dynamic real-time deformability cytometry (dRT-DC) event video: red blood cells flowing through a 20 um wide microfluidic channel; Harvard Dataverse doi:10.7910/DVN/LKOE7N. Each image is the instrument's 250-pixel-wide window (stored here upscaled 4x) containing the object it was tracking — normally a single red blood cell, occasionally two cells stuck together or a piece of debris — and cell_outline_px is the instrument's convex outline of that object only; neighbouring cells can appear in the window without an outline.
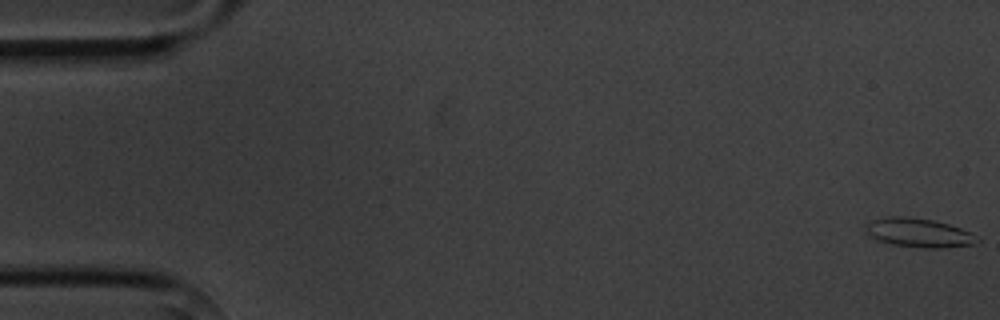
{"species": "common noctule bat (a hibernating species)", "species_latin": "Nyctalus noctula", "temperature_condition": "cold", "stored_images_in_passage": 6, "camera_frame_rate_fps": 3000, "um_per_image_px": 0.085, "animal": {"sex": "male", "body_mass_g": 20.1, "forearm_length_mm": 53.5}, "frame": {"image": 1, "passage_image": 1, "time_ms": 0.0, "image_size_px": [1000, 320], "cell_outline_px": [[980, 240], [976, 244], [944, 248], [924, 248], [892, 244], [880, 240], [872, 236], [868, 232], [864, 224], [872, 220], [888, 216], [904, 216], [932, 220], [948, 224], [960, 228], [968, 232]], "centroid_in_image_um": [78.1, 19.78], "position_along_channel_um": 6.9, "area_um2": 18.55}}